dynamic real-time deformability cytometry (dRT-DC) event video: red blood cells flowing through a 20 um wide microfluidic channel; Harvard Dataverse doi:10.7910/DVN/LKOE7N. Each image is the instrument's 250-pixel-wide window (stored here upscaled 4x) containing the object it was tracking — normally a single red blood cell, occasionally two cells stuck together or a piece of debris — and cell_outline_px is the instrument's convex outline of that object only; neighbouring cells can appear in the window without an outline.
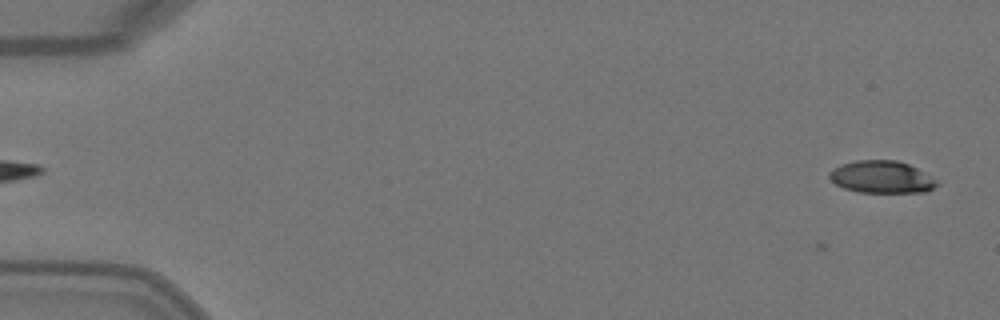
{"species": "Egyptian fruit bat (a non-hibernating species)", "species_latin": "Rousettus aegyptiacus", "temperature_condition": "warm", "stored_images_in_passage": 5, "camera_frame_rate_fps": 3000, "um_per_image_px": 0.085, "animal": {"sex": "female"}, "frame": {"image": 1, "passage_image": 1, "time_ms": 0.0, "image_size_px": [1000, 320], "cell_outline_px": [[940, 184], [924, 192], [860, 192], [844, 188], [836, 184], [828, 176], [828, 172], [832, 168], [840, 164], [856, 160], [896, 160], [908, 164], [924, 172], [936, 180]], "centroid_in_image_um": [74.91, 15.03], "position_along_channel_um": 10.1, "area_um2": 20.17}}